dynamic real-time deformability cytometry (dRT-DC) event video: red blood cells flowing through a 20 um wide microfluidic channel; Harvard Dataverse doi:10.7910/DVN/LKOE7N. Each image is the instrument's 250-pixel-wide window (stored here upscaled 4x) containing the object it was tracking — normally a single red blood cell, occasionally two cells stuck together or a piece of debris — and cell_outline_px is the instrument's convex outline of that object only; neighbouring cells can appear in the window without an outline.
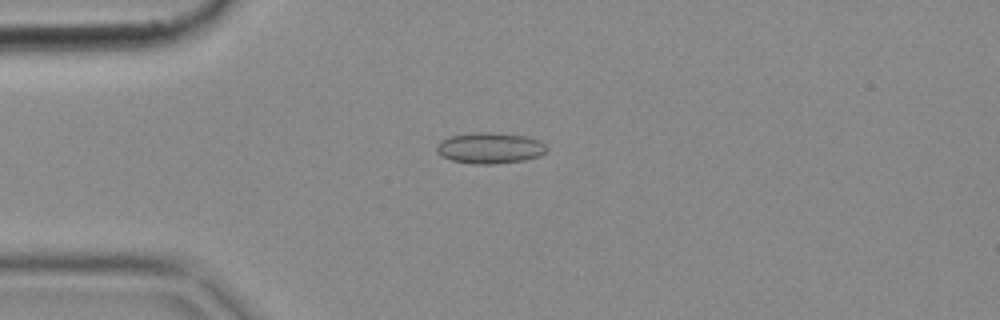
{"species": "common noctule bat (a hibernating species)", "species_latin": "Nyctalus noctula", "temperature_condition": "cold", "stored_images_in_passage": 6, "camera_frame_rate_fps": 3000, "um_per_image_px": 0.085, "animal": {"sex": "female", "body_mass_g": 18.4}, "frame": {"image": 1, "passage_image": 4, "time_ms": 1.0, "image_size_px": [1000, 320], "cell_outline_px": [[548, 148], [540, 156], [524, 160], [496, 164], [472, 164], [452, 160], [440, 156], [436, 152], [436, 148], [440, 140], [452, 136], [476, 132], [488, 132], [524, 136], [540, 140]], "centroid_in_image_um": [41.63, 12.59], "position_along_channel_um": 43.4, "area_um2": 19.88}}
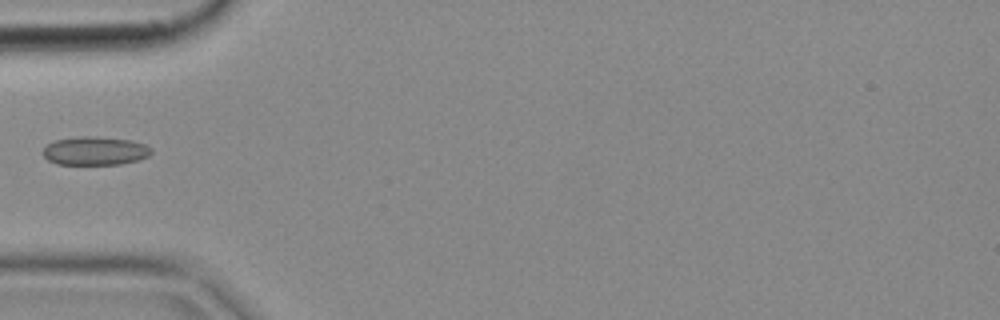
{"frame": {"image": 2, "passage_image": 5, "time_ms": 1.333, "image_size_px": [1000, 320], "cell_outline_px": [[152, 152], [148, 156], [140, 160], [120, 164], [56, 164], [48, 160], [40, 152], [48, 144], [56, 140], [80, 136], [96, 136], [132, 140], [144, 144], [152, 148]], "centroid_in_image_um": [8.09, 12.82], "position_along_channel_um": 76.9, "area_um2": 18.15}}
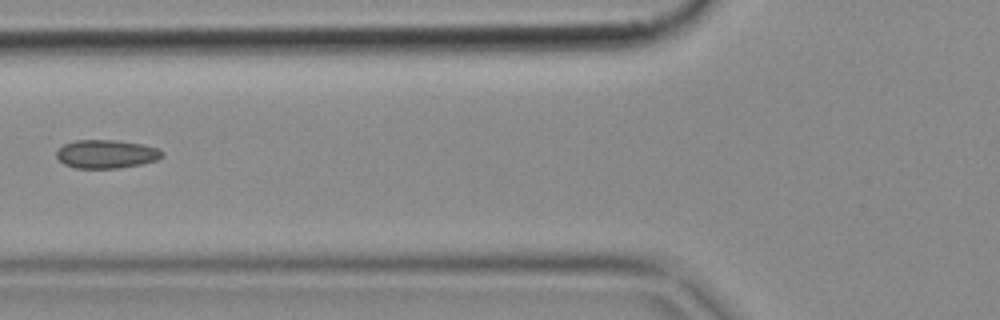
{"frame": {"image": 3, "passage_image": 6, "time_ms": 1.667, "image_size_px": [1000, 320], "cell_outline_px": [[164, 156], [156, 160], [140, 164], [116, 168], [76, 168], [64, 164], [56, 156], [56, 152], [64, 144], [76, 140], [116, 140], [140, 144], [156, 148], [164, 152]], "centroid_in_image_um": [9.03, 13.09], "position_along_channel_um": 116.8, "area_um2": 17.34}}